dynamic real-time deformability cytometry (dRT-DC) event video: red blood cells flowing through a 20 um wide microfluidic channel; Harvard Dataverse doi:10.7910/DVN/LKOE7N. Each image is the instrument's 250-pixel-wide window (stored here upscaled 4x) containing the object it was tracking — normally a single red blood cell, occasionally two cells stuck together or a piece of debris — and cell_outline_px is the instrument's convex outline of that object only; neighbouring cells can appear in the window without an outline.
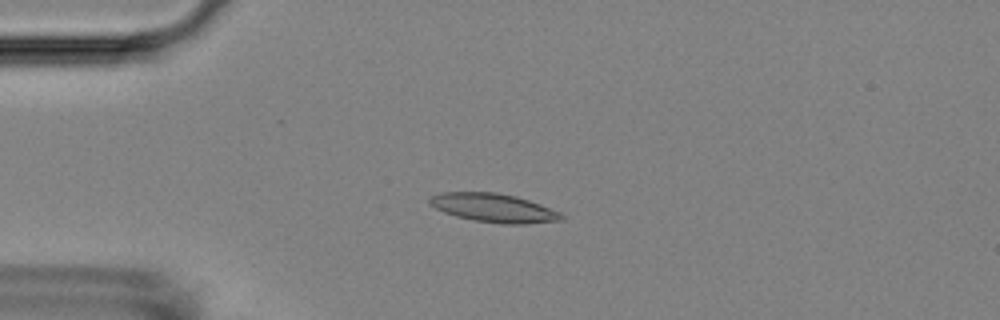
{"species": "Egyptian fruit bat (a non-hibernating species)", "species_latin": "Rousettus aegyptiacus", "temperature_condition": "room temperature", "stored_images_in_passage": 4, "camera_frame_rate_fps": 3000, "um_per_image_px": 0.085, "animal": {"sex": "female"}, "frame": {"image": 1, "passage_image": 3, "time_ms": 3.333, "image_size_px": [1000, 320], "cell_outline_px": [[564, 220], [524, 224], [504, 224], [472, 220], [456, 216], [444, 212], [428, 204], [428, 200], [432, 196], [440, 192], [496, 192], [516, 196], [540, 204], [560, 212], [564, 216]], "centroid_in_image_um": [41.96, 17.67], "position_along_channel_um": 43.0, "area_um2": 22.08}}